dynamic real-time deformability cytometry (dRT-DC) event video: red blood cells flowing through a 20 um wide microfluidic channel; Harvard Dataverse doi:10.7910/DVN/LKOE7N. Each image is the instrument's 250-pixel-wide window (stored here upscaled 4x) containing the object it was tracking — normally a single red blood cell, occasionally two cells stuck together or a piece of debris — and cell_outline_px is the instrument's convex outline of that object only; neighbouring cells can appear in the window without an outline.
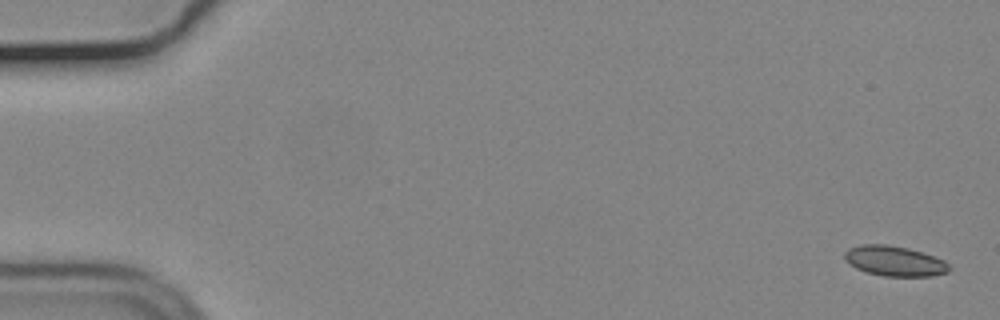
{"species": "common noctule bat (a hibernating species)", "species_latin": "Nyctalus noctula", "temperature_condition": "cold", "stored_images_in_passage": 55, "camera_frame_rate_fps": 3000, "um_per_image_px": 0.085, "animal": {"sex": "male", "body_mass_g": 19.2, "forearm_length_mm": 51.8}, "frame": {"image": 1, "passage_image": 1, "time_ms": 0.0, "image_size_px": [1000, 320], "cell_outline_px": [[952, 268], [948, 272], [932, 276], [884, 276], [868, 272], [856, 268], [844, 260], [844, 252], [848, 248], [860, 244], [888, 244], [908, 248], [924, 252], [944, 260]], "centroid_in_image_um": [76.04, 22.17], "position_along_channel_um": 9.0, "area_um2": 18.55}}
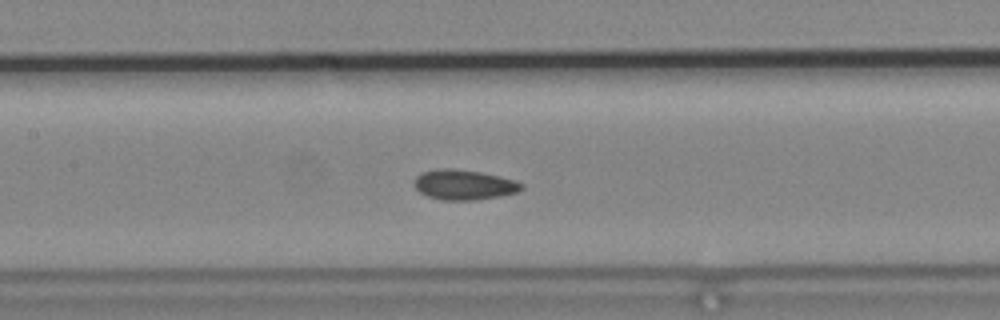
{"frame": {"image": 2, "passage_image": 26, "time_ms": 8.333, "image_size_px": [1000, 320], "cell_outline_px": [[524, 188], [516, 192], [500, 196], [476, 200], [440, 200], [428, 196], [420, 192], [416, 188], [416, 176], [420, 172], [436, 168], [452, 168], [480, 172], [500, 176], [516, 180], [524, 184]], "centroid_in_image_um": [39.45, 15.69], "position_along_channel_um": 167.9, "area_um2": 18.9}}
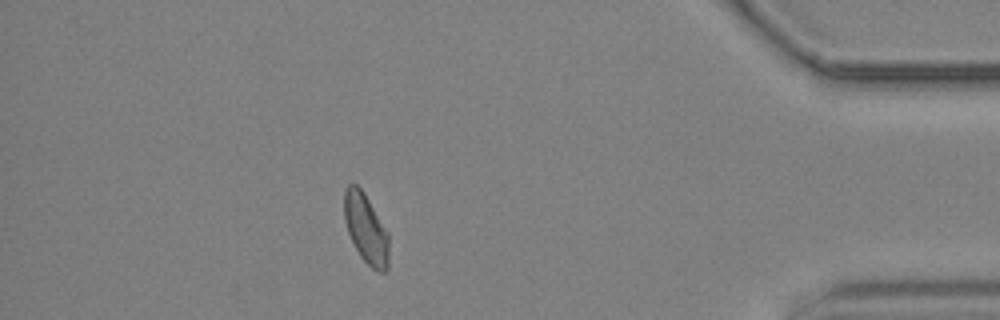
{"frame": {"image": 3, "passage_image": 49, "time_ms": 16.0, "image_size_px": [1000, 320], "cell_outline_px": [[388, 268], [384, 272], [376, 272], [360, 256], [348, 232], [344, 220], [344, 188], [348, 184], [356, 184], [364, 192], [388, 232]], "centroid_in_image_um": [31.1, 19.42], "position_along_channel_um": 404.1, "area_um2": 18.09}, "authors_computed_cell_mechanics": {"area_um2": 18.3226, "velocity_mm_per_s": 3.6749, "shape_relaxation_time_tau1_ms": null, "shape_relaxation_time_tau2_ms": 1.5217, "deformation_change_tau1": null, "deformation_change_tau2": 0.0494}}